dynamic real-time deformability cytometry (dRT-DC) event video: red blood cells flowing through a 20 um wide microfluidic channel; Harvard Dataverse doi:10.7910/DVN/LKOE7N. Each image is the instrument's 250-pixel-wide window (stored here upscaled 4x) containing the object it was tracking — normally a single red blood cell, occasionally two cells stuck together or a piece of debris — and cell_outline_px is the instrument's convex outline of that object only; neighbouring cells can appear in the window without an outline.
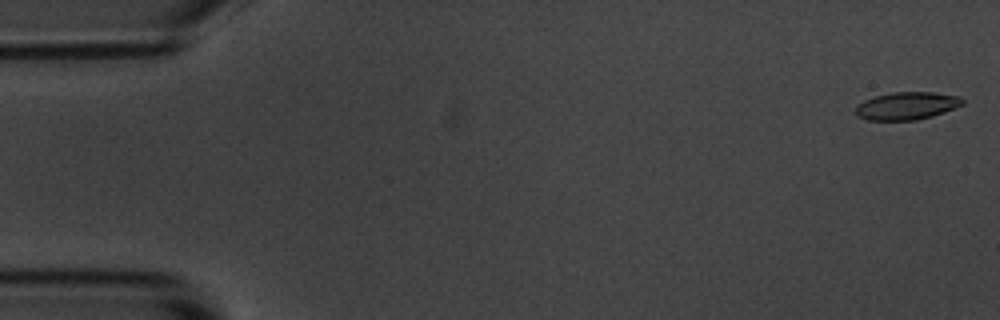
{"species": "common noctule bat (a hibernating species)", "species_latin": "Nyctalus noctula", "temperature_condition": "room temperature", "stored_images_in_passage": 6, "segment_of_instrument_passage": [1, 2], "camera_frame_rate_fps": 3000, "um_per_image_px": 0.085, "animal": {"sex": "male", "body_mass_g": 20.1, "forearm_length_mm": 53.5}, "frame": {"image": 1, "passage_image": 1, "time_ms": 0.0, "image_size_px": [1000, 320], "cell_outline_px": [[964, 104], [944, 112], [932, 116], [916, 120], [868, 120], [856, 116], [856, 104], [864, 100], [876, 96], [892, 92], [932, 92], [960, 96], [964, 100]], "centroid_in_image_um": [77.07, 8.99], "position_along_channel_um": 7.9, "area_um2": 17.28}}
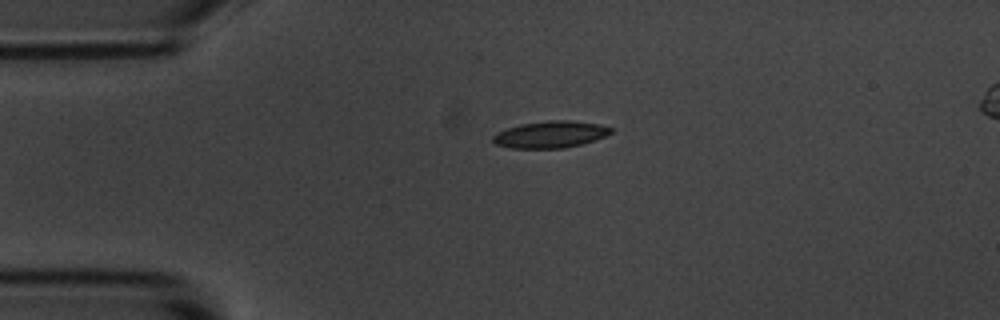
{"frame": {"image": 2, "passage_image": 4, "time_ms": 3.667, "image_size_px": [1000, 320], "cell_outline_px": [[612, 132], [596, 140], [564, 148], [512, 148], [496, 144], [492, 140], [492, 136], [496, 132], [520, 124], [548, 120], [568, 120], [600, 124], [612, 128]], "centroid_in_image_um": [46.77, 11.42], "position_along_channel_um": 38.2, "area_um2": 18.38}}